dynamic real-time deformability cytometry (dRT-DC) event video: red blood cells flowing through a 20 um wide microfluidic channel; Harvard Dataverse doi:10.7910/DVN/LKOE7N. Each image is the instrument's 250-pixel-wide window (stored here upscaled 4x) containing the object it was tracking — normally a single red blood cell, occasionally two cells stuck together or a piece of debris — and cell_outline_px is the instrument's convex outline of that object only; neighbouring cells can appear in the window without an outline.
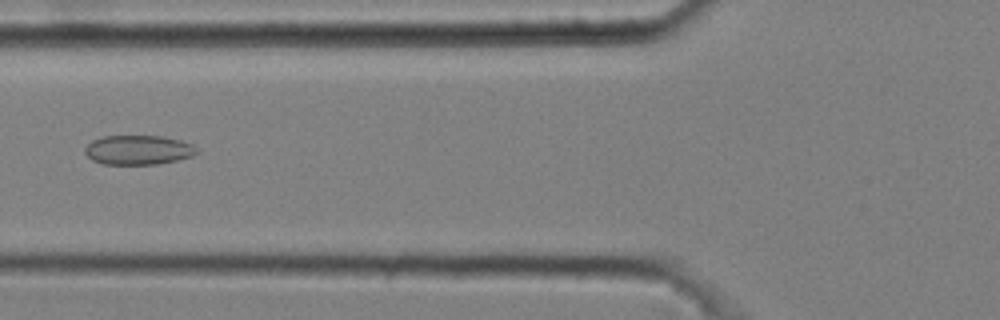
{"species": "common noctule bat (a hibernating species)", "species_latin": "Nyctalus noctula", "temperature_condition": "cold", "stored_images_in_passage": 5, "camera_frame_rate_fps": 3000, "um_per_image_px": 0.085, "animal": {"sex": "male", "body_mass_g": 20.4}, "frame": {"image": 1, "passage_image": 5, "time_ms": 1.333, "image_size_px": [1000, 320], "cell_outline_px": [[200, 152], [192, 156], [176, 160], [156, 164], [104, 164], [92, 160], [84, 152], [84, 148], [92, 140], [104, 136], [160, 136], [180, 140], [192, 144]], "centroid_in_image_um": [11.75, 12.74], "position_along_channel_um": 114.1, "area_um2": 19.13}}